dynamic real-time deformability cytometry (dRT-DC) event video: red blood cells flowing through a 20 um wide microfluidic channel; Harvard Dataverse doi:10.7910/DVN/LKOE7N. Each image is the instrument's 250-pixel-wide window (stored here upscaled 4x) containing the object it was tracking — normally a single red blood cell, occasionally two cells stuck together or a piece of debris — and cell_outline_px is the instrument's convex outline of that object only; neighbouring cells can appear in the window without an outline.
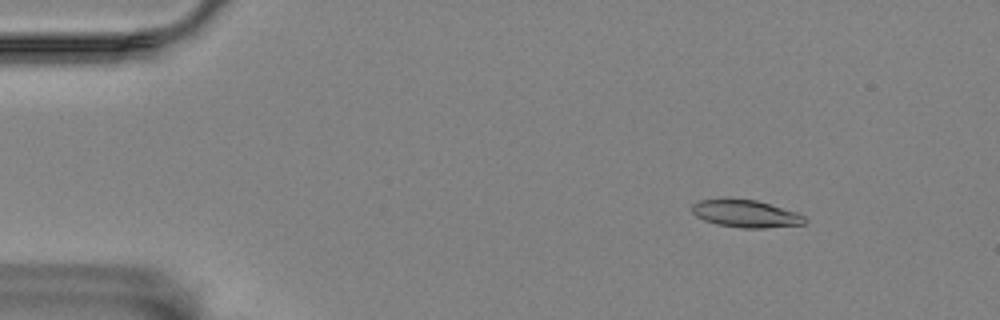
{"species": "Egyptian fruit bat (a non-hibernating species)", "species_latin": "Rousettus aegyptiacus", "temperature_condition": "room temperature", "stored_images_in_passage": 6, "camera_frame_rate_fps": 3000, "um_per_image_px": 0.085, "animal": {"sex": "female"}, "frame": {"image": 1, "passage_image": 2, "time_ms": 1.667, "image_size_px": [1000, 320], "cell_outline_px": [[808, 220], [804, 224], [764, 228], [740, 228], [716, 224], [704, 220], [696, 216], [692, 212], [692, 204], [700, 200], [724, 196], [756, 200], [796, 212], [804, 216]], "centroid_in_image_um": [63.34, 18.13], "position_along_channel_um": 21.7, "area_um2": 18.5}}